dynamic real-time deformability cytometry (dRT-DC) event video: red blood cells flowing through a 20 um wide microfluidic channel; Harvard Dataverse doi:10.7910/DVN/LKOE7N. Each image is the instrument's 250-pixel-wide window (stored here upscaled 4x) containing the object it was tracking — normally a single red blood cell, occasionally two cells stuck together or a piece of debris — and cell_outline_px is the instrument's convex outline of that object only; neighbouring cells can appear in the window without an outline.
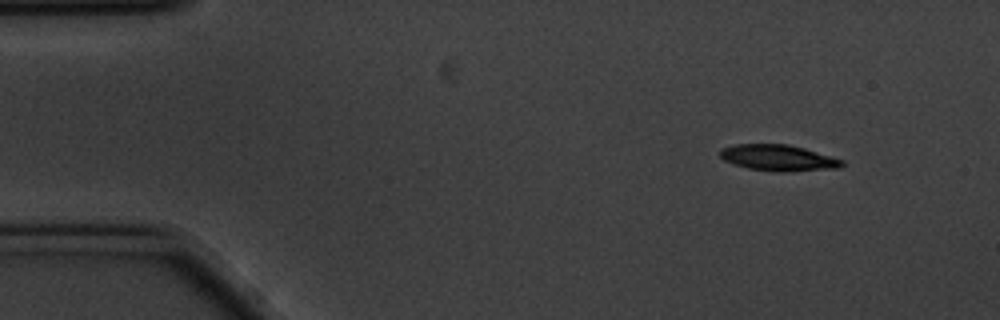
{"species": "common noctule bat (a hibernating species)", "species_latin": "Nyctalus noctula", "temperature_condition": "cold", "stored_images_in_passage": 52, "camera_frame_rate_fps": 3000, "um_per_image_px": 0.085, "animal": {"sex": "male", "body_mass_g": 20.1, "forearm_length_mm": 53.5}, "frame": {"image": 1, "passage_image": 1, "time_ms": 0.0, "image_size_px": [1000, 320], "cell_outline_px": [[844, 164], [840, 168], [784, 172], [780, 172], [748, 168], [732, 164], [724, 160], [720, 156], [720, 148], [736, 144], [788, 144], [804, 148], [832, 156], [844, 160]], "centroid_in_image_um": [66.16, 13.41], "position_along_channel_um": 18.8, "area_um2": 18.67}}
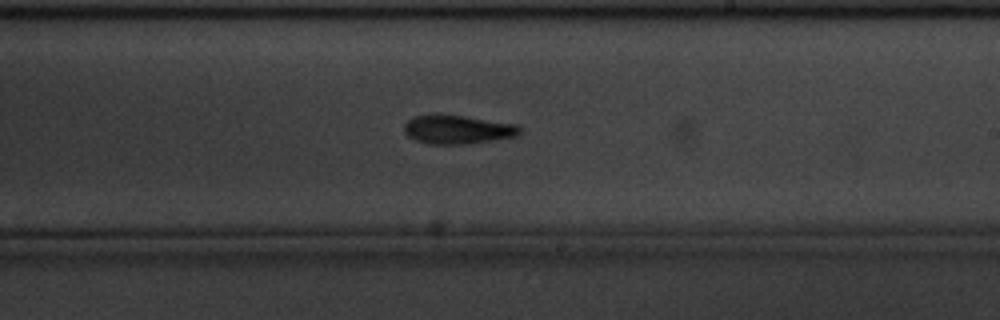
{"frame": {"image": 2, "passage_image": 28, "time_ms": 9.0, "image_size_px": [1000, 320], "cell_outline_px": [[520, 132], [516, 136], [464, 144], [432, 144], [416, 140], [408, 136], [404, 132], [404, 124], [412, 116], [432, 112], [436, 112], [520, 124]], "centroid_in_image_um": [38.84, 10.96], "position_along_channel_um": 250.2, "area_um2": 19.77}}
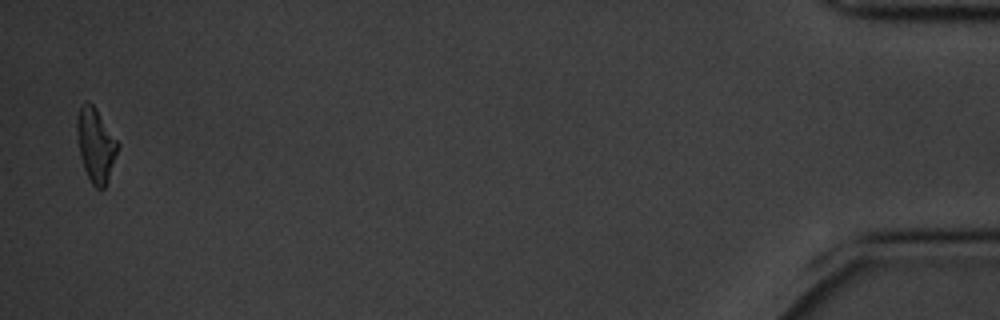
{"frame": {"image": 3, "passage_image": 51, "time_ms": 16.667, "image_size_px": [1000, 320], "cell_outline_px": [[120, 144], [108, 180], [104, 188], [96, 188], [92, 184], [84, 168], [80, 156], [76, 132], [76, 120], [80, 104], [84, 100], [88, 100], [96, 108]], "centroid_in_image_um": [8.12, 12.27], "position_along_channel_um": 427.1, "area_um2": 17.69}, "authors_computed_cell_mechanics": {"area_um2": 18.8428, "velocity_mm_per_s": 3.4819, "shape_relaxation_time_tau1_ms": 2.8815, "shape_relaxation_time_tau2_ms": 7.7161, "deformation_change_tau1": 0.131, "deformation_change_tau2": 0.188}}